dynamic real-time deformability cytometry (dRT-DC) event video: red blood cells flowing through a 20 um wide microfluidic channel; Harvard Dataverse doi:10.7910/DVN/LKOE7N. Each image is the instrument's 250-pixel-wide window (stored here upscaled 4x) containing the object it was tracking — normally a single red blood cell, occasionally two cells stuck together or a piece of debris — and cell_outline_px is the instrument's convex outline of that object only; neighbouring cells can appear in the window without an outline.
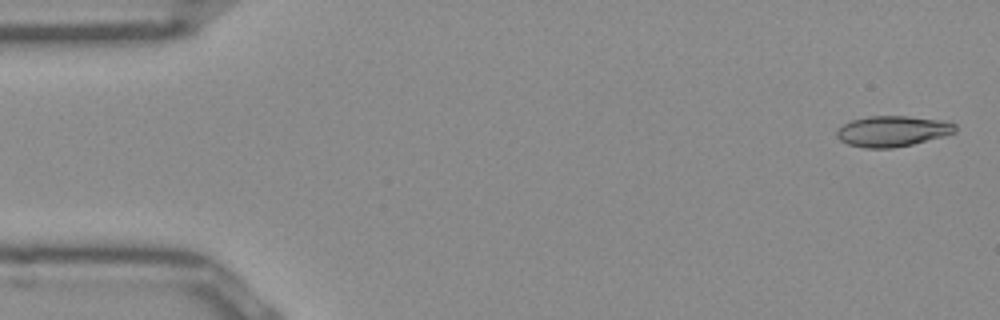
{"species": "Egyptian fruit bat (a non-hibernating species)", "species_latin": "Rousettus aegyptiacus", "temperature_condition": "room temperature", "stored_images_in_passage": 51, "camera_frame_rate_fps": 3000, "um_per_image_px": 0.085, "frame": {"image": 1, "passage_image": 2, "time_ms": 0.333, "image_size_px": [1000, 320], "cell_outline_px": [[956, 132], [944, 136], [912, 144], [892, 148], [864, 148], [848, 144], [840, 140], [836, 136], [836, 132], [844, 124], [852, 120], [868, 116], [908, 116], [948, 120], [956, 124]], "centroid_in_image_um": [75.9, 11.14], "position_along_channel_um": 9.1, "area_um2": 21.33}}
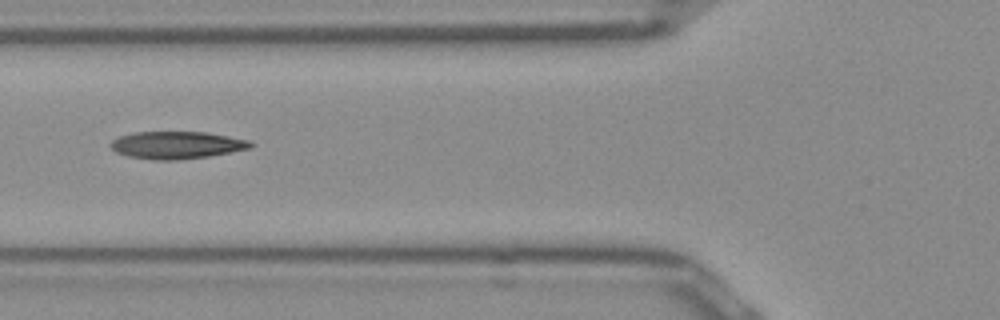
{"frame": {"image": 2, "passage_image": 19, "time_ms": 6.0, "image_size_px": [1000, 320], "cell_outline_px": [[256, 144], [252, 148], [208, 156], [176, 160], [156, 160], [128, 156], [116, 152], [108, 144], [112, 140], [120, 136], [136, 132], [208, 132], [252, 140]], "centroid_in_image_um": [15.08, 12.32], "position_along_channel_um": 110.7, "area_um2": 22.48}}
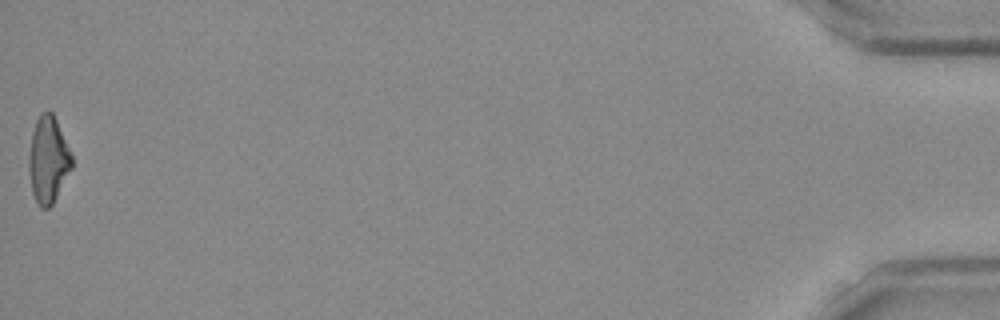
{"frame": {"image": 3, "passage_image": 51, "time_ms": 16.667, "image_size_px": [1000, 320], "cell_outline_px": [[72, 168], [52, 204], [48, 208], [40, 208], [32, 192], [28, 168], [28, 160], [32, 132], [36, 120], [40, 112], [48, 108], [52, 112], [56, 120], [72, 156]], "centroid_in_image_um": [4.08, 13.55], "position_along_channel_um": 431.1, "area_um2": 21.56}, "authors_computed_cell_mechanics": {"area_um2": 21.5594, "velocity_mm_per_s": 3.9795, "shape_relaxation_time_tau1_ms": 7.6762, "shape_relaxation_time_tau2_ms": 2.328, "deformation_change_tau1": 0.2391, "deformation_change_tau2": 0.1203}}